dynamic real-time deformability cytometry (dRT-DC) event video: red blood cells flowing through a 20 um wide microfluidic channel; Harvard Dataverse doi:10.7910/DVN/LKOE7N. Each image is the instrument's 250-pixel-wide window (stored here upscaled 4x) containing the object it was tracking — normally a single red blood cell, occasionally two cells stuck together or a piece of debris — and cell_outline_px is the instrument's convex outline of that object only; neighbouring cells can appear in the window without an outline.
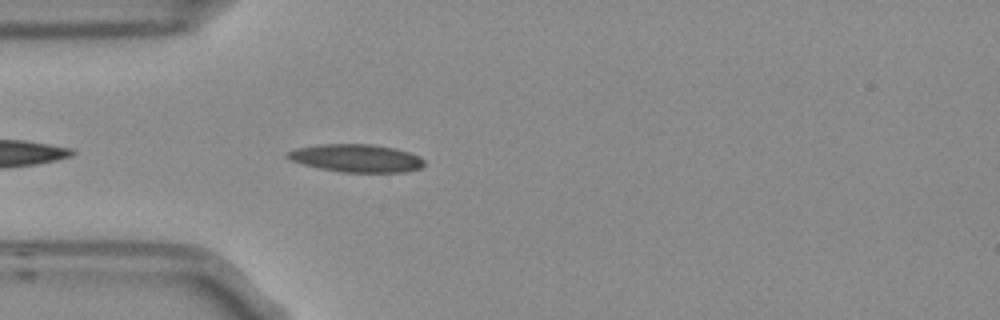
{"species": "Egyptian fruit bat (a non-hibernating species)", "species_latin": "Rousettus aegyptiacus", "temperature_condition": "room temperature", "stored_images_in_passage": 4, "camera_frame_rate_fps": 3000, "um_per_image_px": 0.085, "frame": {"image": 1, "passage_image": 4, "time_ms": 1.0, "image_size_px": [1000, 320], "cell_outline_px": [[424, 164], [420, 168], [404, 172], [340, 172], [320, 168], [304, 164], [292, 160], [284, 156], [288, 152], [296, 148], [320, 144], [368, 144], [396, 148], [420, 156], [424, 160]], "centroid_in_image_um": [30.3, 13.44], "position_along_channel_um": 54.7, "area_um2": 22.08}}